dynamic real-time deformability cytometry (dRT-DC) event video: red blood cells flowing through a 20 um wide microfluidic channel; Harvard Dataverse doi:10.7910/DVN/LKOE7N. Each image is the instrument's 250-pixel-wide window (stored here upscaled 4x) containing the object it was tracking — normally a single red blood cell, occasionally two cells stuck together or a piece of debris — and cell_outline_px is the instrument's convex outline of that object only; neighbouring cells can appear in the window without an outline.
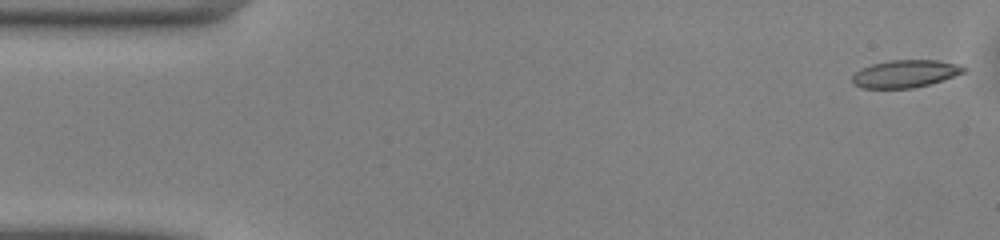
{"species": "common noctule bat (a hibernating species)", "species_latin": "Nyctalus noctula", "temperature_condition": "warm", "stored_images_in_passage": 50, "camera_frame_rate_fps": 3000, "um_per_image_px": 0.085, "animal": {"sex": "male", "body_mass_g": 13.0, "forearm_length_mm": 53.1}, "frame": {"image": 1, "passage_image": 1, "time_ms": 0.0, "image_size_px": [1000, 240], "cell_outline_px": [[968, 68], [964, 72], [928, 84], [912, 88], [864, 88], [852, 84], [852, 76], [860, 68], [872, 64], [892, 60], [936, 60], [956, 64]], "centroid_in_image_um": [76.89, 6.26], "position_along_channel_um": 8.1, "area_um2": 17.63}}
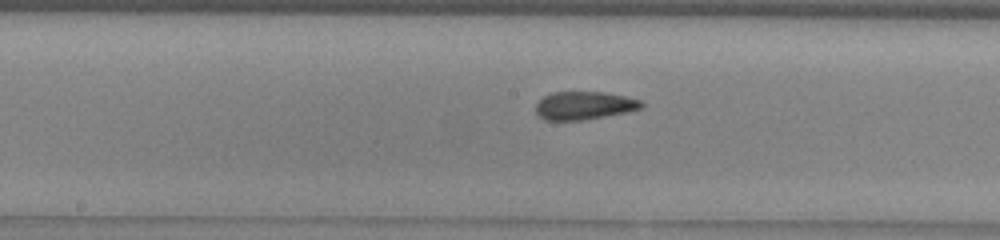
{"frame": {"image": 2, "passage_image": 24, "time_ms": 7.667, "image_size_px": [1000, 240], "cell_outline_px": [[644, 108], [628, 112], [580, 120], [544, 120], [536, 112], [536, 104], [544, 96], [552, 92], [604, 92], [628, 96], [640, 100], [644, 104]], "centroid_in_image_um": [49.7, 8.96], "position_along_channel_um": 198.5, "area_um2": 17.34}}
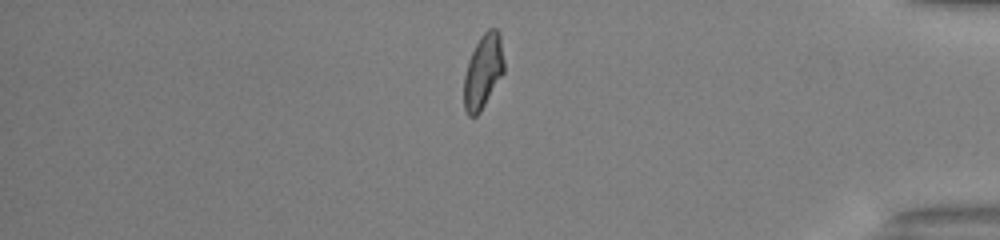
{"frame": {"image": 3, "passage_image": 41, "time_ms": 13.333, "image_size_px": [1000, 240], "cell_outline_px": [[504, 72], [480, 112], [476, 116], [468, 116], [464, 108], [464, 76], [468, 60], [480, 36], [488, 28], [496, 28], [500, 32], [504, 60]], "centroid_in_image_um": [41.07, 6.05], "position_along_channel_um": 394.1, "area_um2": 17.4}, "authors_computed_cell_mechanics": {"area_um2": 17.6579, "velocity_mm_per_s": 4.1134, "shape_relaxation_time_tau1_ms": 3.4554, "shape_relaxation_time_tau2_ms": 1.6937, "deformation_change_tau1": 0.1247, "deformation_change_tau2": 0.08}}